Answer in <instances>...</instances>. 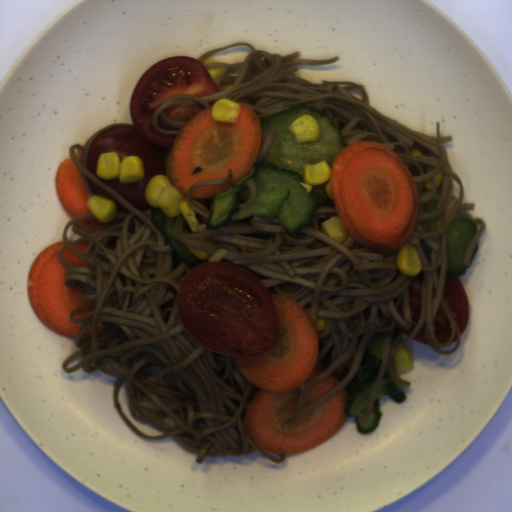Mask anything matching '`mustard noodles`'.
<instances>
[{"instance_id":"mustard-noodles-1","label":"mustard noodles","mask_w":512,"mask_h":512,"mask_svg":"<svg viewBox=\"0 0 512 512\" xmlns=\"http://www.w3.org/2000/svg\"><path fill=\"white\" fill-rule=\"evenodd\" d=\"M234 47L252 50L243 62H208L207 68L228 67V71L214 81L221 92L204 97L193 95L171 96L152 114L151 123L155 131L165 135H179L189 120L175 121L164 114L171 105H203L205 110L213 107L220 98L235 103H244L254 110L262 122L280 109L293 104L313 105L328 115L338 127L343 143L358 141L379 142L391 149L406 165L417 190L418 215L415 228L406 243L412 244L420 257L422 268L414 277L400 273L396 252H376L361 247L349 234L339 243L327 237L321 223L339 216L333 200L321 203L308 225L296 235H289L280 217L250 215L241 220L222 225L215 230L206 224L213 212V197L192 199V193L201 186L224 185L233 177L228 169L222 179L195 182L185 197L198 220V232H192L185 216L180 213L174 221L173 237L187 245L211 254L207 262H227L250 271L270 294L285 295L303 306L316 324L325 318V331L318 332L319 348L313 369H324L312 381L298 386L297 412L289 423H298L302 414L323 404L354 379L365 354L370 338L379 332L383 337L382 360L370 391L365 412L358 416L371 415L380 383L387 376L401 387H411L396 373V352L413 339L424 325L427 345L433 352L454 354L461 343V331L450 314L443 293L447 281L448 261L446 238L455 219H470L477 232L470 242L464 264L468 268L472 254L485 233L483 219L474 218L470 210L475 203H462L465 190L460 176L450 164L445 142H453V135L441 136V122H435V136L413 131L397 120L388 117L370 106L369 92L360 83L323 80L312 83L295 74L299 65H329L339 60H312L300 58L301 51L287 55L272 54L263 49H254L248 42L232 43L211 49L196 60L200 63L211 55ZM169 125L180 127L179 131L164 130L158 126L157 116ZM417 148L422 156H413L410 151ZM435 167L425 174L426 166ZM442 170V183L438 188L435 175ZM432 179L433 190L427 191L423 181ZM438 199V210L423 213V204ZM436 230L423 231L417 221L431 220L441 216ZM210 238L216 249L197 241ZM421 239L432 249V261H428L420 244ZM419 279L422 283L421 317L411 335H404L401 343L390 348L395 319L405 329L413 325L410 314L408 289ZM441 310L451 324L453 333L449 342L441 344L434 334L433 322ZM341 383L334 389L303 408L310 390L329 375Z\"/></svg>"},{"instance_id":"mustard-noodles-2","label":"mustard noodles","mask_w":512,"mask_h":512,"mask_svg":"<svg viewBox=\"0 0 512 512\" xmlns=\"http://www.w3.org/2000/svg\"><path fill=\"white\" fill-rule=\"evenodd\" d=\"M113 127H134L113 123L95 132L83 145L68 147L69 159L82 173L87 191L94 195L88 178L114 197L127 212L102 226L90 227L79 221H99L94 213L71 217L62 233L63 245L57 259L67 267L66 287L82 291L81 301L95 306L78 307L69 314L80 324L74 337L75 351L62 363L65 373L92 374L96 370L115 377L113 403L129 429L146 439L173 438L185 449L206 457L251 455L258 451L270 461L285 462L286 454L275 457L256 446L246 429L249 403L261 388L246 379L235 356L210 350L182 325L177 311L179 286L191 271L156 228L154 207L139 210L87 170L89 148L102 131ZM82 150V163L74 152ZM85 254L74 245L89 242ZM70 249L88 266L66 261L61 251ZM90 310L81 319L74 313ZM106 329L97 335V324ZM92 329V338H82ZM83 357L66 368L75 357ZM125 381L132 416L141 423L164 431L160 437L140 433L118 407L117 395Z\"/></svg>"},{"instance_id":"mustard-noodles-3","label":"mustard noodles","mask_w":512,"mask_h":512,"mask_svg":"<svg viewBox=\"0 0 512 512\" xmlns=\"http://www.w3.org/2000/svg\"><path fill=\"white\" fill-rule=\"evenodd\" d=\"M246 184L250 190V195L244 203L238 204V211L249 209L251 206L255 204L258 197L257 187L253 177L249 178Z\"/></svg>"},{"instance_id":"mustard-noodles-4","label":"mustard noodles","mask_w":512,"mask_h":512,"mask_svg":"<svg viewBox=\"0 0 512 512\" xmlns=\"http://www.w3.org/2000/svg\"><path fill=\"white\" fill-rule=\"evenodd\" d=\"M277 133L278 132H277V130L275 128L271 129L268 132V134L262 139L260 150H259V154L257 156V159H256V162H255L254 166L260 164L261 160L263 159V157L265 156L266 152L268 151V149L270 148L271 144L273 143Z\"/></svg>"},{"instance_id":"mustard-noodles-5","label":"mustard noodles","mask_w":512,"mask_h":512,"mask_svg":"<svg viewBox=\"0 0 512 512\" xmlns=\"http://www.w3.org/2000/svg\"><path fill=\"white\" fill-rule=\"evenodd\" d=\"M160 153L161 157H162V160H163V164H164V169H165V175H166V178L170 181V178H169V172H170V154H171V150L172 148H164V147H161L159 145H153Z\"/></svg>"}]
</instances>
